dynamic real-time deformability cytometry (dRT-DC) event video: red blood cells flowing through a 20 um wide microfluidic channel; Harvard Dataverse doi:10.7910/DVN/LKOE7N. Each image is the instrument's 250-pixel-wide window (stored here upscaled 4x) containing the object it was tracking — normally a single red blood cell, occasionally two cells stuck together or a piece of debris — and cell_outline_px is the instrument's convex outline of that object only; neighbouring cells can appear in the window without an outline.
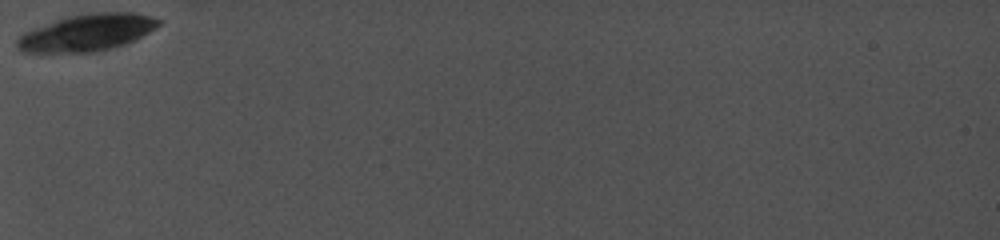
{"species": "common noctule bat (a hibernating species)", "species_latin": "Nyctalus noctula", "temperature_condition": "cold", "stored_images_in_passage": 2, "camera_frame_rate_fps": 5000, "um_per_image_px": 0.085, "animal": {"sex": "female", "body_mass_g": 19.0, "forearm_length_mm": 56.7}, "frame": {"image": 1, "passage_image": 1, "time_ms": 0.0, "image_size_px": [1000, 240], "cell_outline_px": [[164, 20], [156, 28], [124, 44], [112, 48], [92, 52], [20, 52], [16, 48], [16, 40], [24, 32], [56, 20], [68, 16], [88, 12], [132, 12]], "centroid_in_image_um": [7.38, 2.76], "position_along_channel_um": 77.6, "area_um2": 30.23}}